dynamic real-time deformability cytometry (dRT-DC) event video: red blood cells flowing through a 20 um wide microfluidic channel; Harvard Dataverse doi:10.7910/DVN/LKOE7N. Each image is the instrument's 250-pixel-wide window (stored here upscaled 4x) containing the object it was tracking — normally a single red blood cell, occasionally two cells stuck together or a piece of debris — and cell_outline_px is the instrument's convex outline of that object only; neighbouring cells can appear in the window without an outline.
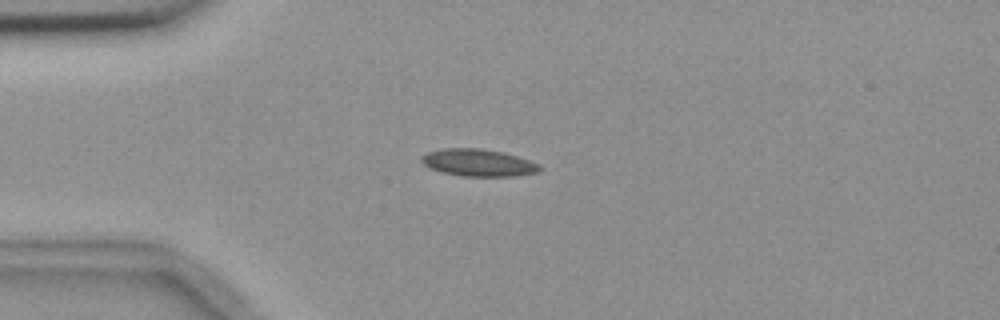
{"species": "common noctule bat (a hibernating species)", "species_latin": "Nyctalus noctula", "temperature_condition": "room temperature", "stored_images_in_passage": 4, "camera_frame_rate_fps": 3000, "um_per_image_px": 0.085, "animal": {"sex": "female", "body_mass_g": 18.4}, "frame": {"image": 1, "passage_image": 2, "time_ms": 1.333, "image_size_px": [1000, 320], "cell_outline_px": [[544, 168], [540, 172], [516, 176], [464, 176], [444, 172], [432, 168], [424, 164], [420, 160], [420, 156], [428, 152], [444, 148], [480, 148], [500, 152], [516, 156], [540, 164]], "centroid_in_image_um": [40.7, 13.83], "position_along_channel_um": 44.3, "area_um2": 18.61}}